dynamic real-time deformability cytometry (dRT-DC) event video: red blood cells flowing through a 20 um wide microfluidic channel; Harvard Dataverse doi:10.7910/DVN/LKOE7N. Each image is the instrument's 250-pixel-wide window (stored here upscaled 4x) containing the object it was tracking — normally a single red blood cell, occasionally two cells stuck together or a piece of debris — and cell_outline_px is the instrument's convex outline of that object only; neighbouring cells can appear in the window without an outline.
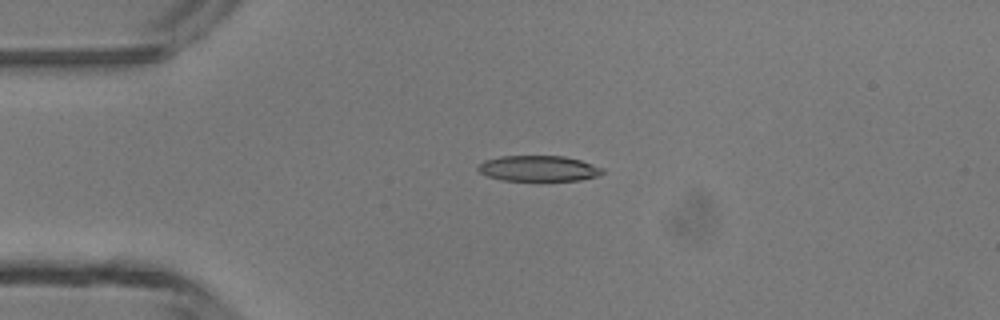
{"species": "common noctule bat (a hibernating species)", "species_latin": "Nyctalus noctula", "temperature_condition": "room temperature", "stored_images_in_passage": 5, "camera_frame_rate_fps": 3000, "um_per_image_px": 0.085, "animal": {"sex": "male", "body_mass_g": 13.3}, "frame": {"image": 1, "passage_image": 3, "time_ms": 2.0, "image_size_px": [1000, 320], "cell_outline_px": [[604, 172], [596, 176], [580, 180], [500, 180], [488, 176], [480, 172], [476, 168], [484, 160], [500, 156], [564, 156], [580, 160], [604, 168]], "centroid_in_image_um": [45.76, 14.31], "position_along_channel_um": 39.2, "area_um2": 18.5}}
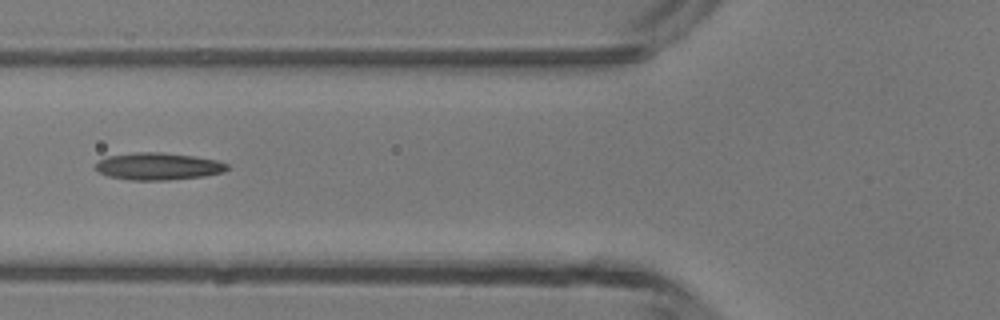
{"frame": {"image": 2, "passage_image": 5, "time_ms": 4.333, "image_size_px": [1000, 320], "cell_outline_px": [[228, 168], [224, 172], [204, 176], [168, 180], [128, 180], [108, 176], [100, 172], [96, 168], [96, 160], [108, 156], [136, 152], [164, 152], [196, 156], [216, 160], [228, 164]], "centroid_in_image_um": [13.44, 14.13], "position_along_channel_um": 112.4, "area_um2": 20.98}}